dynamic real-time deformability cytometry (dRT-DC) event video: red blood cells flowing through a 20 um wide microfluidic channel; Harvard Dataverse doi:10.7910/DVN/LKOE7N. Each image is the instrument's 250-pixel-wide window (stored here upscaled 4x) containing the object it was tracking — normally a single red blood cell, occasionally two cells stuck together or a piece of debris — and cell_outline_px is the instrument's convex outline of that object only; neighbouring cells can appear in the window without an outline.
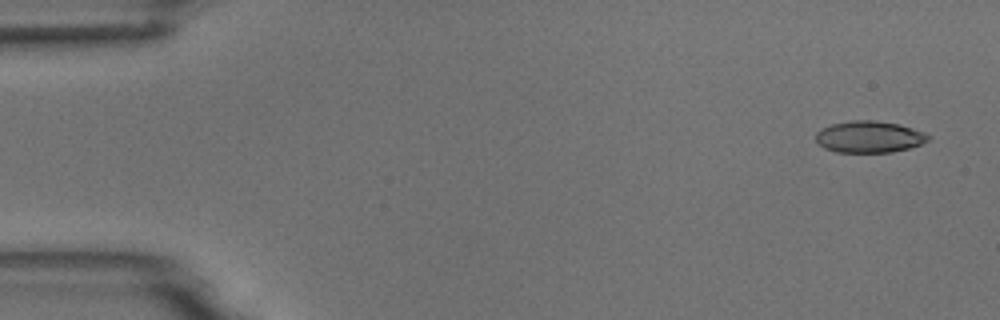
{"species": "common noctule bat (a hibernating species)", "species_latin": "Nyctalus noctula", "temperature_condition": "room temperature", "stored_images_in_passage": 5, "camera_frame_rate_fps": 3000, "um_per_image_px": 0.085, "animal": {"sex": "male", "body_mass_g": 18.8}, "frame": {"image": 1, "passage_image": 1, "time_ms": 0.0, "image_size_px": [1000, 320], "cell_outline_px": [[932, 136], [928, 140], [920, 144], [908, 148], [892, 152], [836, 152], [824, 148], [816, 140], [816, 132], [832, 124], [852, 120], [876, 120], [900, 124], [924, 132]], "centroid_in_image_um": [73.9, 11.62], "position_along_channel_um": 11.1, "area_um2": 20.69}}